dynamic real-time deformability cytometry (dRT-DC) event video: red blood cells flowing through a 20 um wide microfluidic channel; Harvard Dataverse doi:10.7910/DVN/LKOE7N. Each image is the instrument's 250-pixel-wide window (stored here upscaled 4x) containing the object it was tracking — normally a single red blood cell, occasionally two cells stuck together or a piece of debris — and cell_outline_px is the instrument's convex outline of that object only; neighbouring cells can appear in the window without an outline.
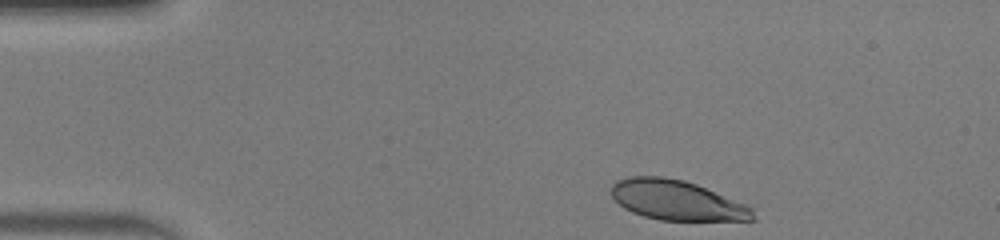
{"species": "human", "species_latin": "Homo sapiens", "temperature_condition": "warm", "stored_images_in_passage": 37, "camera_frame_rate_fps": 3000, "um_per_image_px": 0.085, "donor": {"sex": "male"}, "frame": {"image": 1, "passage_image": 1, "time_ms": 0.0, "image_size_px": [1000, 240], "cell_outline_px": [[756, 220], [660, 220], [644, 216], [632, 212], [624, 208], [612, 196], [612, 184], [616, 180], [628, 176], [664, 176], [684, 180], [696, 184], [744, 204], [752, 208]], "centroid_in_image_um": [57.49, 17.01], "position_along_channel_um": 27.5, "area_um2": 32.66}}
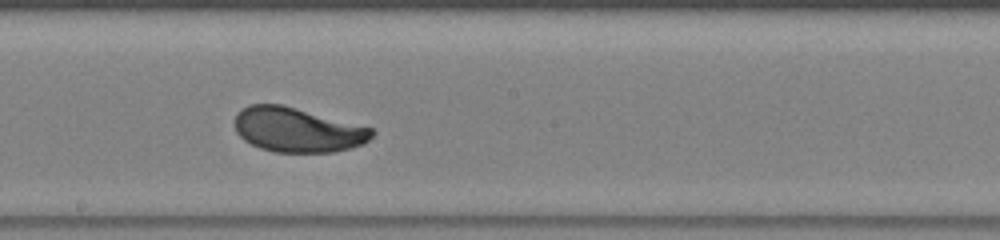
{"frame": {"image": 2, "passage_image": 21, "time_ms": 6.667, "image_size_px": [1000, 240], "cell_outline_px": [[376, 132], [364, 144], [332, 152], [276, 152], [260, 148], [244, 140], [236, 132], [236, 112], [240, 108], [248, 104], [280, 104], [296, 108], [372, 128]], "centroid_in_image_um": [25.26, 11.03], "position_along_channel_um": 222.9, "area_um2": 35.37}}
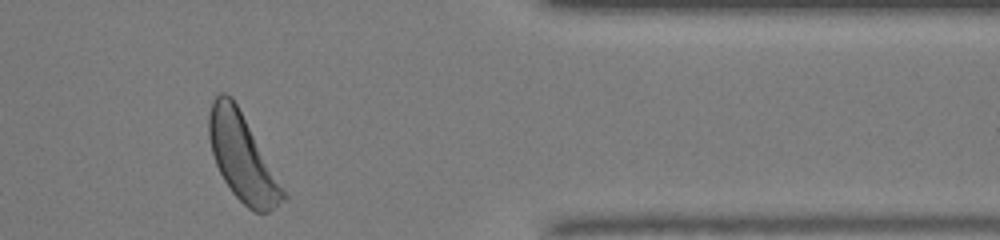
{"frame": {"image": 3, "passage_image": 35, "time_ms": 11.333, "image_size_px": [1000, 240], "cell_outline_px": [[288, 196], [268, 212], [252, 212], [232, 192], [224, 180], [216, 164], [212, 152], [208, 136], [208, 116], [212, 100], [220, 92], [224, 92], [232, 96]], "centroid_in_image_um": [20.56, 13.36], "position_along_channel_um": 390.8, "area_um2": 36.76}, "authors_computed_cell_mechanics": {"area_um2": 35.7204, "velocity_mm_per_s": 4.0506, "shape_relaxation_time_tau1_ms": 2.6228, "shape_relaxation_time_tau2_ms": null, "deformation_change_tau1": 0.1528, "deformation_change_tau2": null}}